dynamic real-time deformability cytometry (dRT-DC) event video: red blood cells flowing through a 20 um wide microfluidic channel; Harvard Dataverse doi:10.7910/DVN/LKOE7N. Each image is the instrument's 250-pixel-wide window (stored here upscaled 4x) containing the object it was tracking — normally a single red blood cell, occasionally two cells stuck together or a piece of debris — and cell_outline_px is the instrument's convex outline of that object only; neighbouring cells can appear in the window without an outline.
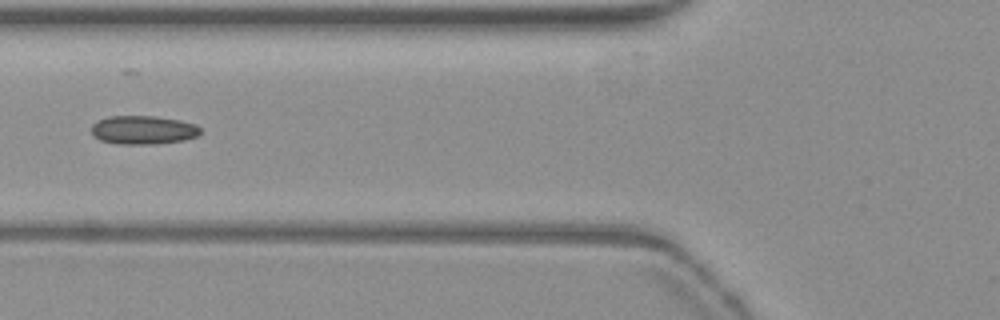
{"species": "common noctule bat (a hibernating species)", "species_latin": "Nyctalus noctula", "temperature_condition": "warm", "stored_images_in_passage": 37, "camera_frame_rate_fps": 3000, "um_per_image_px": 0.085, "animal": {"sex": "female", "body_mass_g": 19.3, "forearm_length_mm": 54.1}, "frame": {"image": 1, "passage_image": 4, "time_ms": 1.0, "image_size_px": [1000, 320], "cell_outline_px": [[200, 132], [196, 136], [184, 140], [156, 144], [116, 144], [100, 140], [92, 136], [92, 124], [108, 116], [152, 116], [180, 120], [196, 124], [200, 128]], "centroid_in_image_um": [12.15, 11.05], "position_along_channel_um": 113.6, "area_um2": 18.21}}
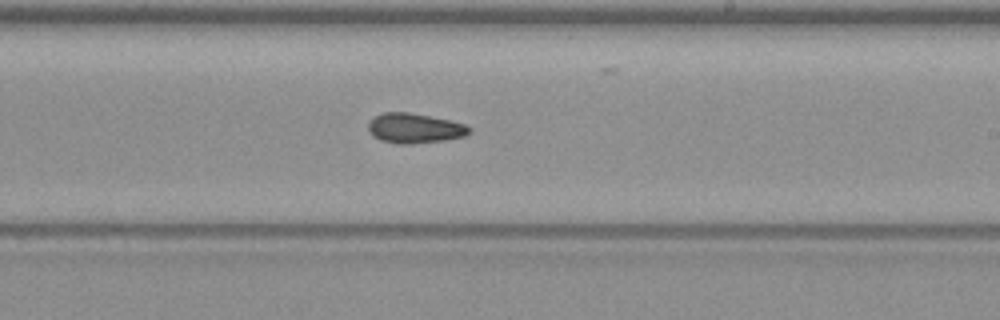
{"frame": {"image": 2, "passage_image": 15, "time_ms": 4.667, "image_size_px": [1000, 320], "cell_outline_px": [[472, 132], [464, 136], [444, 140], [412, 144], [396, 144], [380, 140], [372, 136], [368, 128], [368, 124], [376, 116], [384, 112], [408, 112], [452, 120], [464, 124], [472, 128]], "centroid_in_image_um": [35.26, 10.91], "position_along_channel_um": 253.7, "area_um2": 17.69}}
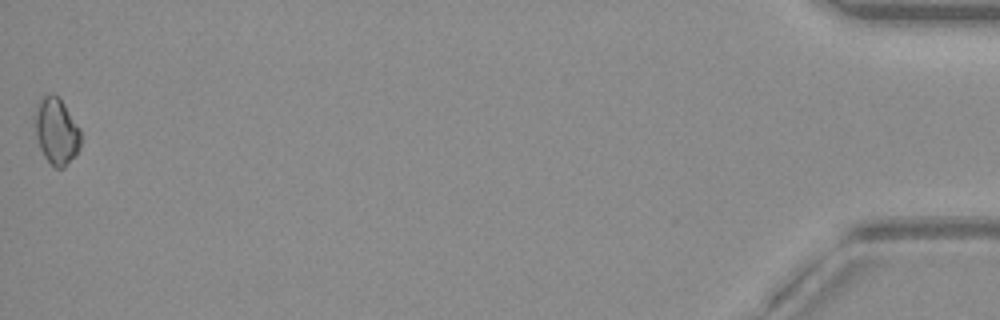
{"frame": {"image": 3, "passage_image": 37, "time_ms": 12.0, "image_size_px": [1000, 320], "cell_outline_px": [[80, 144], [76, 152], [64, 168], [56, 168], [44, 156], [40, 148], [36, 136], [32, 116], [36, 104], [40, 96], [48, 92], [52, 92], [60, 96], [80, 128]], "centroid_in_image_um": [4.74, 11.04], "position_along_channel_um": 430.5, "area_um2": 18.26}}